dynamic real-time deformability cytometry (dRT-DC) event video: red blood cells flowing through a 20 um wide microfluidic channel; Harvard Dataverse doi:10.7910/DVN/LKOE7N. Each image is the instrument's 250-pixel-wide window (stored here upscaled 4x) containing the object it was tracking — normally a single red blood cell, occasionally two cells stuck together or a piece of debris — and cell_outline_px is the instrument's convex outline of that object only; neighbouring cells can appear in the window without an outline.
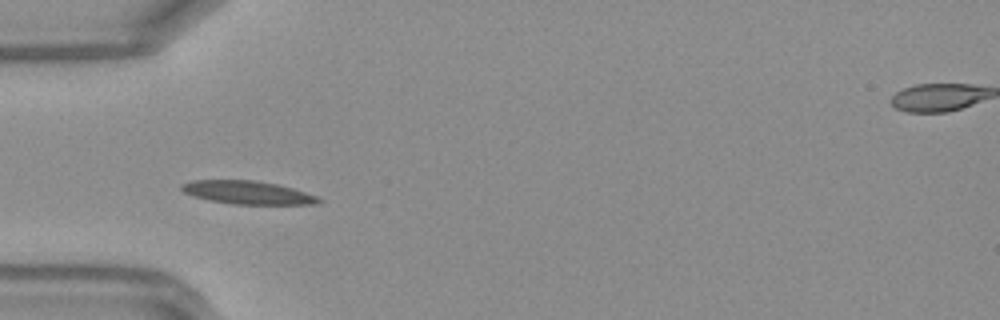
{"species": "Egyptian fruit bat (a non-hibernating species)", "species_latin": "Rousettus aegyptiacus", "temperature_condition": "warm", "stored_images_in_passage": 12, "segment_of_instrument_passage": [2, 2], "camera_frame_rate_fps": 3000, "um_per_image_px": 0.085, "frame": {"image": 1, "passage_image": 12, "time_ms": 3.667, "image_size_px": [1000, 320], "cell_outline_px": [[980, 88], [972, 100], [968, 104], [956, 108], [932, 112], [924, 112], [904, 108], [932, 84], [960, 84]], "centroid_in_image_um": [80.18, 8.31], "position_along_channel_um": 4.8, "area_um2": 10.17}}